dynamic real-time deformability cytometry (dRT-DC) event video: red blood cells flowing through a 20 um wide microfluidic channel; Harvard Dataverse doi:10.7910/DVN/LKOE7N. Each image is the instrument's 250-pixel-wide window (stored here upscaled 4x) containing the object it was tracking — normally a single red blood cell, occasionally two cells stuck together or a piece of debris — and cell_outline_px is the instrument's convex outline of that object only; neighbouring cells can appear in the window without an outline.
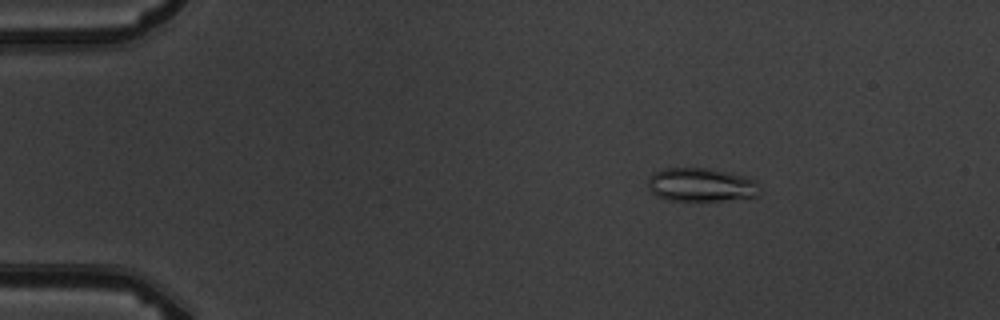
{"species": "common noctule bat (a hibernating species)", "species_latin": "Nyctalus noctula", "temperature_condition": "warm", "stored_images_in_passage": 7, "camera_frame_rate_fps": 3000, "um_per_image_px": 0.085, "animal": {"sex": "male", "body_mass_g": 19.5, "forearm_length_mm": 54.6}, "frame": {"image": 1, "passage_image": 1, "time_ms": 0.0, "image_size_px": [1000, 320], "cell_outline_px": [[760, 196], [724, 200], [668, 200], [656, 196], [648, 188], [648, 180], [656, 172], [664, 168], [708, 168], [732, 172], [756, 180], [760, 188]], "centroid_in_image_um": [59.64, 15.7], "position_along_channel_um": 25.4, "area_um2": 21.96}}
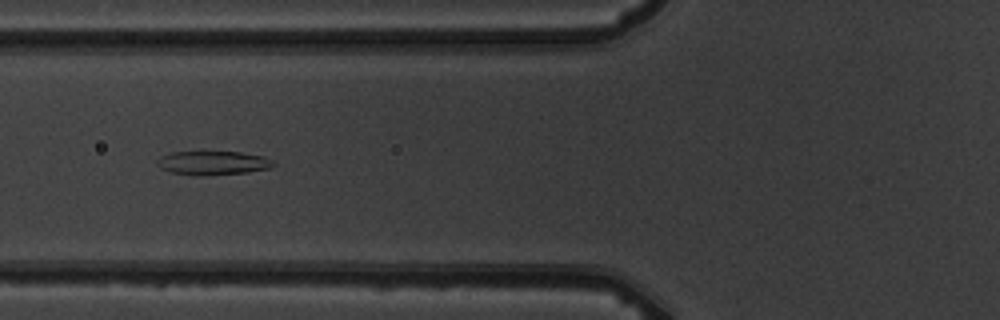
{"frame": {"image": 2, "passage_image": 5, "time_ms": 4.333, "image_size_px": [1000, 320], "cell_outline_px": [[276, 164], [272, 168], [248, 172], [204, 176], [196, 176], [172, 172], [160, 168], [156, 164], [156, 160], [160, 156], [172, 152], [240, 152], [264, 156], [272, 160]], "centroid_in_image_um": [18.1, 13.86], "position_along_channel_um": 107.7, "area_um2": 16.36}}
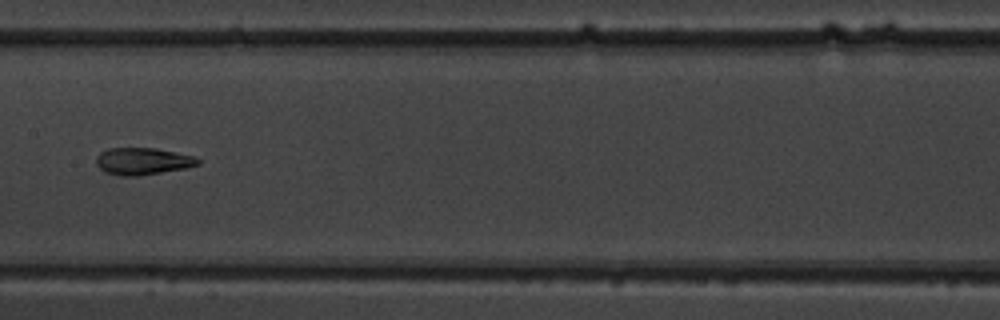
{"frame": {"image": 3, "passage_image": 7, "time_ms": 6.667, "image_size_px": [1000, 320], "cell_outline_px": [[200, 164], [184, 168], [136, 176], [120, 176], [104, 172], [96, 164], [96, 156], [100, 152], [108, 148], [156, 148], [192, 156], [200, 160]], "centroid_in_image_um": [12.07, 13.7], "position_along_channel_um": 195.3, "area_um2": 15.9}}